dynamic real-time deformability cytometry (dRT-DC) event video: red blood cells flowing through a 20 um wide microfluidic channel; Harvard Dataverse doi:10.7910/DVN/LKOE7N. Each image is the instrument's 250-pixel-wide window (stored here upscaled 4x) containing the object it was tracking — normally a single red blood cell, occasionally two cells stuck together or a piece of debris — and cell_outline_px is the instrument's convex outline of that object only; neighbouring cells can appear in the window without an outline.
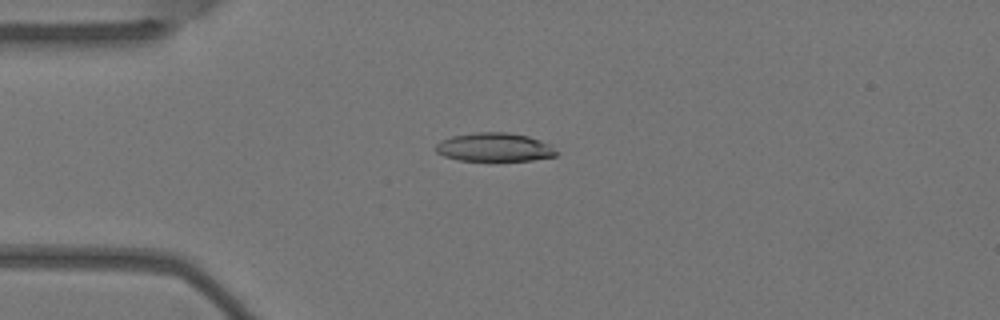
{"species": "Egyptian fruit bat (a non-hibernating species)", "species_latin": "Rousettus aegyptiacus", "temperature_condition": "warm", "stored_images_in_passage": 4, "camera_frame_rate_fps": 3000, "um_per_image_px": 0.085, "animal": {"sex": "female"}, "frame": {"image": 1, "passage_image": 4, "time_ms": 1.0, "image_size_px": [1000, 320], "cell_outline_px": [[560, 152], [556, 156], [532, 160], [460, 160], [444, 156], [436, 152], [436, 144], [440, 140], [452, 136], [476, 132], [508, 132], [528, 136], [552, 144]], "centroid_in_image_um": [42.08, 12.5], "position_along_channel_um": 42.9, "area_um2": 20.23}}